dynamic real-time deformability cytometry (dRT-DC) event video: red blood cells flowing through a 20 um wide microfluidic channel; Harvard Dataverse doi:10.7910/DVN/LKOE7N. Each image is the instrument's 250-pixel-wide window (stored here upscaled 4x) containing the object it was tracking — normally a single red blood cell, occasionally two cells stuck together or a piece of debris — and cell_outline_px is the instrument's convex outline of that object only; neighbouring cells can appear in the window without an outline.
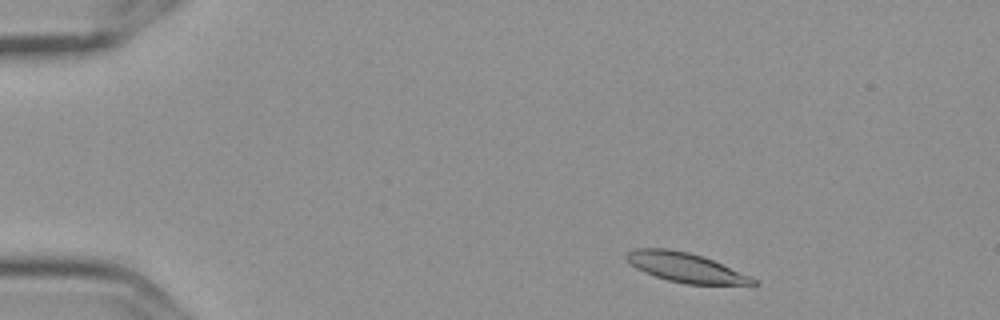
{"species": "Egyptian fruit bat (a non-hibernating species)", "species_latin": "Rousettus aegyptiacus", "temperature_condition": "cold", "stored_images_in_passage": 4, "camera_frame_rate_fps": 3000, "um_per_image_px": 0.085, "frame": {"image": 1, "passage_image": 1, "time_ms": 0.0, "image_size_px": [1000, 320], "cell_outline_px": [[760, 284], [684, 284], [668, 280], [644, 272], [636, 268], [624, 256], [628, 252], [636, 248], [668, 248], [688, 252], [704, 256], [752, 276]], "centroid_in_image_um": [58.29, 22.72], "position_along_channel_um": 26.7, "area_um2": 21.68}}
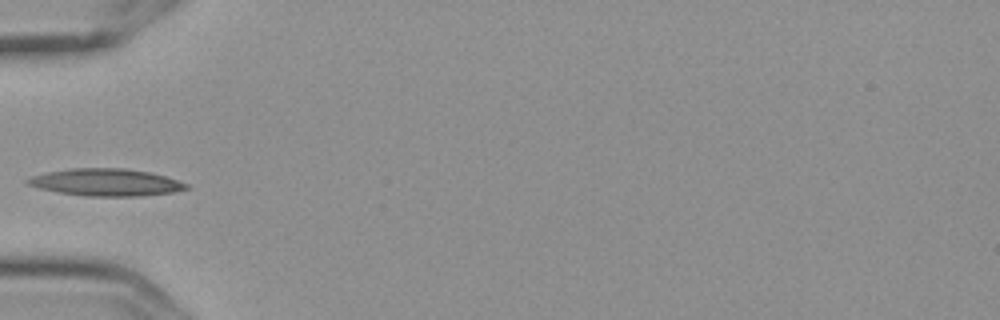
{"frame": {"image": 2, "passage_image": 4, "time_ms": 1.0, "image_size_px": [1000, 320], "cell_outline_px": [[192, 188], [172, 192], [140, 196], [84, 196], [60, 192], [40, 188], [28, 184], [24, 180], [32, 176], [48, 172], [68, 168], [124, 168], [148, 172], [164, 176], [188, 184]], "centroid_in_image_um": [9.01, 15.5], "position_along_channel_um": 76.0, "area_um2": 24.97}}